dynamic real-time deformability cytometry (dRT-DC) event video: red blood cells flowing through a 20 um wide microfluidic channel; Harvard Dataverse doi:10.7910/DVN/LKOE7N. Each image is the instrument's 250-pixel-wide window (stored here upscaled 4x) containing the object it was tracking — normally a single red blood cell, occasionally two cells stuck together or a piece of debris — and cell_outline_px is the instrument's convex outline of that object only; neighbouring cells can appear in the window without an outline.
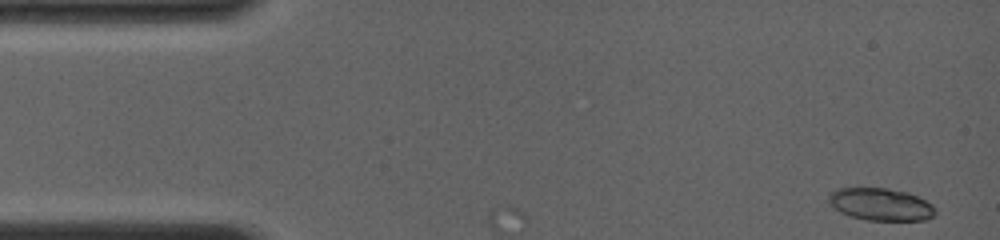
{"species": "common noctule bat (a hibernating species)", "species_latin": "Nyctalus noctula", "temperature_condition": "room temperature", "stored_images_in_passage": 5, "camera_frame_rate_fps": 4000, "um_per_image_px": 0.085, "animal": {"sex": "female", "body_mass_g": 19.0, "forearm_length_mm": 56.7}, "frame": {"image": 1, "passage_image": 1, "time_ms": 0.0, "image_size_px": [1000, 240], "cell_outline_px": [[936, 212], [932, 216], [924, 220], [864, 220], [848, 216], [840, 212], [828, 200], [828, 196], [836, 188], [888, 188], [908, 192], [932, 204], [936, 208]], "centroid_in_image_um": [74.86, 17.37], "position_along_channel_um": 10.1, "area_um2": 20.11}}